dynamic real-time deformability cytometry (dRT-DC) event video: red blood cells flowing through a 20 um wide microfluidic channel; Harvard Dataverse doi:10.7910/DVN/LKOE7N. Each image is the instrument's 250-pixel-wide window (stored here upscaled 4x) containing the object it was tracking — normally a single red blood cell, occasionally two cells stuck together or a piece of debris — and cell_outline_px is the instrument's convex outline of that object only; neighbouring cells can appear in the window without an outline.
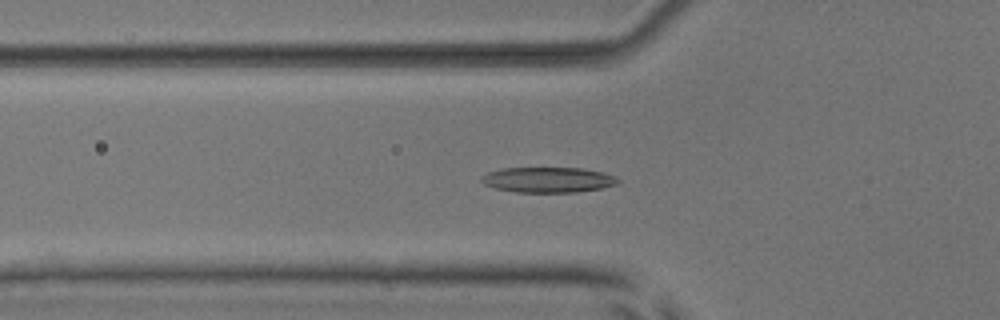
{"species": "common noctule bat (a hibernating species)", "species_latin": "Nyctalus noctula", "temperature_condition": "room temperature", "stored_images_in_passage": 39, "camera_frame_rate_fps": 3000, "um_per_image_px": 0.085, "animal": {"sex": "male", "body_mass_g": 17.9, "forearm_length_mm": 54.2}, "frame": {"image": 1, "passage_image": 5, "time_ms": 1.333, "image_size_px": [1000, 320], "cell_outline_px": [[620, 180], [616, 184], [600, 188], [576, 192], [516, 192], [496, 188], [484, 184], [480, 180], [480, 176], [488, 172], [504, 168], [584, 168], [604, 172], [616, 176]], "centroid_in_image_um": [46.59, 15.27], "position_along_channel_um": 79.2, "area_um2": 20.17}}
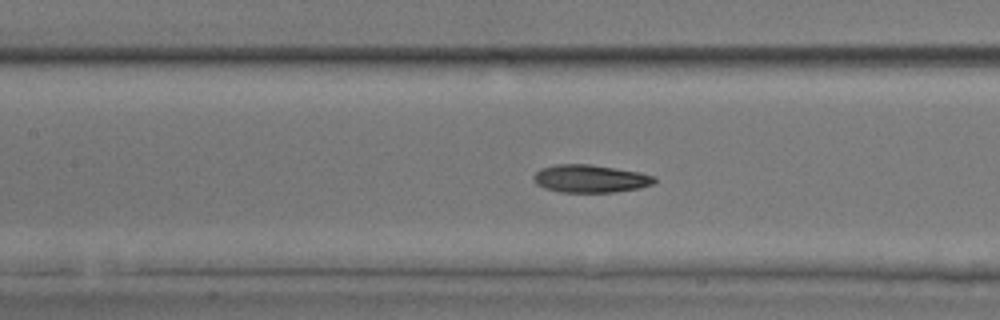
{"frame": {"image": 2, "passage_image": 11, "time_ms": 3.333, "image_size_px": [1000, 320], "cell_outline_px": [[656, 180], [652, 184], [640, 188], [612, 192], [560, 192], [544, 188], [536, 184], [532, 176], [540, 168], [556, 164], [592, 164], [640, 172], [656, 176]], "centroid_in_image_um": [50.16, 15.18], "position_along_channel_um": 157.2, "area_um2": 19.71}}
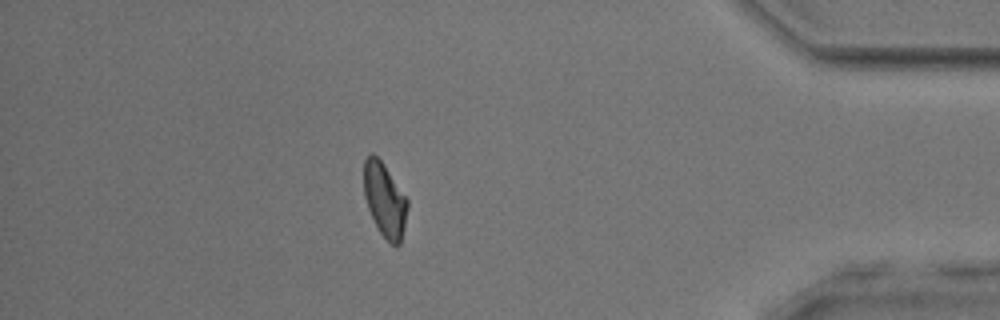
{"frame": {"image": 3, "passage_image": 33, "time_ms": 10.667, "image_size_px": [1000, 320], "cell_outline_px": [[408, 208], [400, 244], [396, 248], [380, 232], [368, 208], [364, 196], [364, 160], [372, 152], [384, 164], [408, 200]], "centroid_in_image_um": [32.7, 16.98], "position_along_channel_um": 402.5, "area_um2": 18.55}, "authors_computed_cell_mechanics": {"area_um2": 19.4786, "velocity_mm_per_s": 3.8911, "shape_relaxation_time_tau1_ms": 6.1505, "shape_relaxation_time_tau2_ms": 2.9412, "deformation_change_tau1": 0.1829, "deformation_change_tau2": 0.0975}}